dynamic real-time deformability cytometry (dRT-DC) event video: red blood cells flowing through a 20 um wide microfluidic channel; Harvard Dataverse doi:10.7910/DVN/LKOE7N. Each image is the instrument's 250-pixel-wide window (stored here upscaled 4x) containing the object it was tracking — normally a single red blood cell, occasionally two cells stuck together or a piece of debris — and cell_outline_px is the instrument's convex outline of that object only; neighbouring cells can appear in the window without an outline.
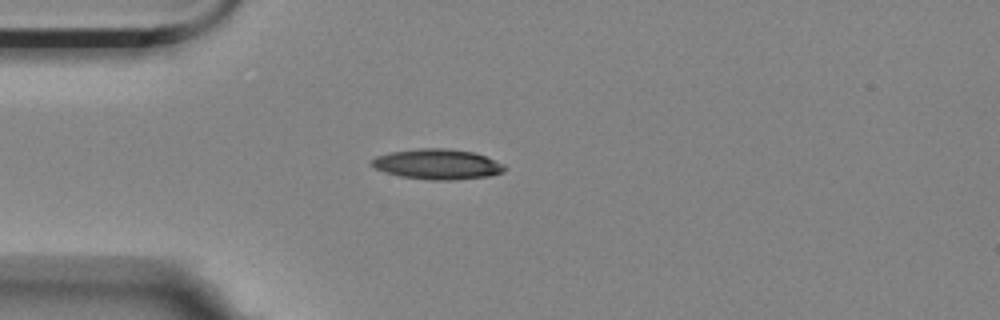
{"species": "Egyptian fruit bat (a non-hibernating species)", "species_latin": "Rousettus aegyptiacus", "temperature_condition": "room temperature", "stored_images_in_passage": 8, "camera_frame_rate_fps": 3000, "um_per_image_px": 0.085, "animal": {"sex": "female"}, "frame": {"image": 1, "passage_image": 1, "time_ms": 0.0, "image_size_px": [1000, 320], "cell_outline_px": [[508, 168], [504, 172], [492, 176], [452, 180], [432, 180], [400, 176], [384, 172], [376, 168], [372, 164], [372, 160], [376, 156], [392, 152], [420, 148], [444, 148], [476, 152], [504, 164]], "centroid_in_image_um": [37.25, 13.96], "position_along_channel_um": 47.8, "area_um2": 23.52}}
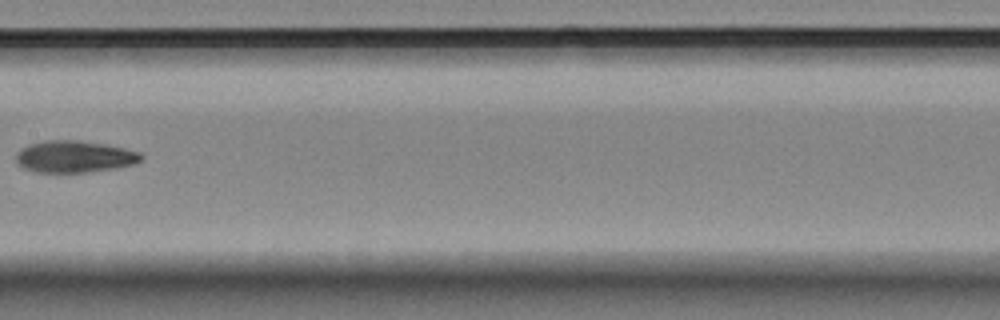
{"frame": {"image": 2, "passage_image": 5, "time_ms": 1.333, "image_size_px": [1000, 320], "cell_outline_px": [[144, 160], [136, 164], [116, 168], [88, 172], [32, 172], [24, 168], [16, 160], [16, 152], [20, 148], [28, 144], [44, 140], [76, 140], [104, 144], [124, 148], [140, 152], [144, 156]], "centroid_in_image_um": [6.34, 13.31], "position_along_channel_um": 201.1, "area_um2": 23.47}}
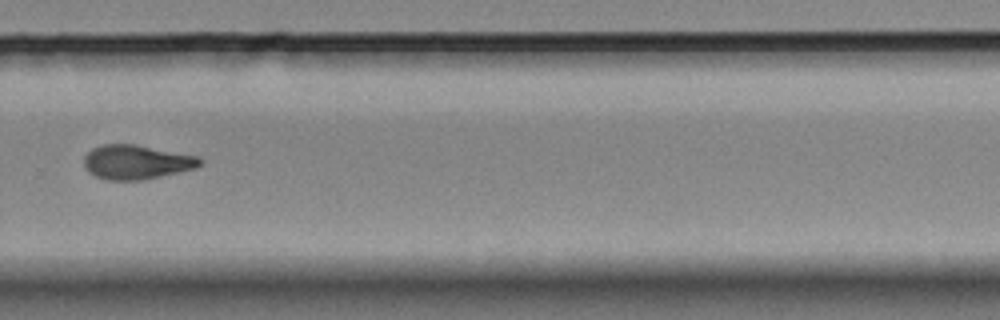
{"frame": {"image": 3, "passage_image": 8, "time_ms": 2.333, "image_size_px": [1000, 320], "cell_outline_px": [[204, 160], [196, 168], [180, 172], [140, 180], [108, 180], [96, 176], [88, 172], [84, 168], [84, 156], [92, 148], [104, 144], [136, 144], [196, 156]], "centroid_in_image_um": [11.57, 13.77], "position_along_channel_um": 318.2, "area_um2": 23.12}}